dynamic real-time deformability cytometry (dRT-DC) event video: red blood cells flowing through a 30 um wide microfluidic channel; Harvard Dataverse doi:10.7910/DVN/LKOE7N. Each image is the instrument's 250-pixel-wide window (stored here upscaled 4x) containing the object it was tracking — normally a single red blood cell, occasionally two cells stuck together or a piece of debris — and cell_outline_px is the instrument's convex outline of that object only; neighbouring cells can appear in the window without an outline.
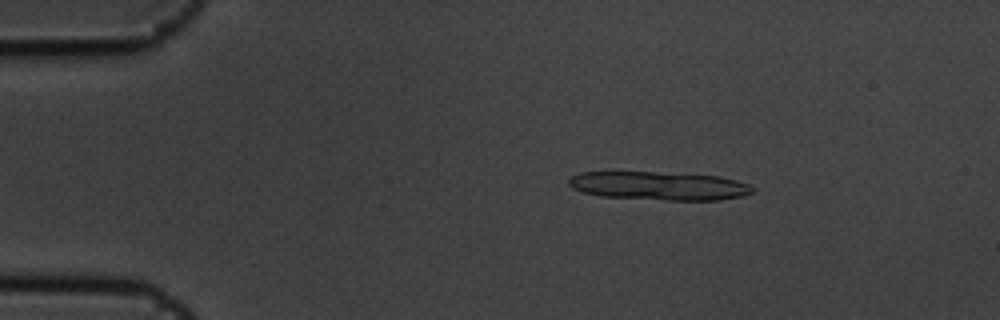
{"species": "common noctule bat (a hibernating species)", "species_latin": "Nyctalus noctula", "temperature_condition": "cold", "stored_images_in_passage": 4, "camera_frame_rate_fps": 3000, "um_per_image_px": 0.085, "animal": {"sex": "male", "body_mass_g": 19.5, "forearm_length_mm": 54.6}, "frame": {"image": 1, "passage_image": 2, "time_ms": 0.333, "image_size_px": [1000, 320], "cell_outline_px": [[756, 192], [744, 196], [720, 200], [668, 200], [600, 196], [584, 192], [572, 188], [568, 184], [568, 180], [572, 176], [580, 172], [616, 168], [720, 176], [736, 180], [748, 184], [756, 188]], "centroid_in_image_um": [55.96, 15.74], "position_along_channel_um": 29.0, "area_um2": 32.08}}